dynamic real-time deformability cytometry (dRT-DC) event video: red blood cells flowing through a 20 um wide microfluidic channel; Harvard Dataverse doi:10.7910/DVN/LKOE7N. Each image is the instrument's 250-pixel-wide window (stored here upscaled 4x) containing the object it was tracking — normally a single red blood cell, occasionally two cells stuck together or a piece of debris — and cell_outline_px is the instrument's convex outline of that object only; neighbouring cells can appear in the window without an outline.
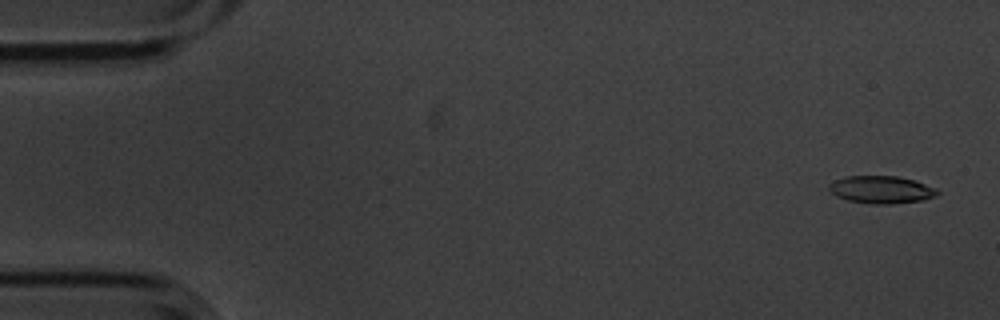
{"species": "common noctule bat (a hibernating species)", "species_latin": "Nyctalus noctula", "temperature_condition": "cold", "stored_images_in_passage": 52, "camera_frame_rate_fps": 3000, "um_per_image_px": 0.085, "animal": {"sex": "male", "body_mass_g": 20.1, "forearm_length_mm": 53.5}, "frame": {"image": 1, "passage_image": 2, "time_ms": 0.333, "image_size_px": [1000, 320], "cell_outline_px": [[940, 192], [936, 196], [924, 200], [892, 204], [872, 204], [848, 200], [836, 196], [828, 188], [828, 184], [844, 176], [896, 176], [916, 180], [936, 188]], "centroid_in_image_um": [74.94, 16.12], "position_along_channel_um": 10.1, "area_um2": 17.51}}
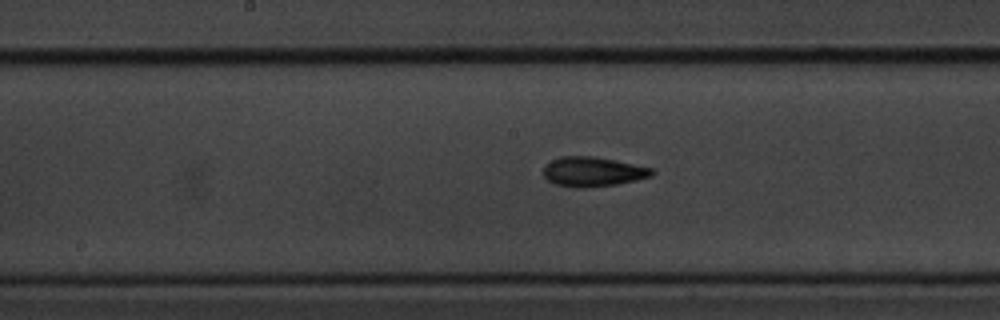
{"frame": {"image": 2, "passage_image": 28, "time_ms": 9.0, "image_size_px": [1000, 320], "cell_outline_px": [[656, 172], [652, 176], [636, 180], [616, 184], [584, 188], [576, 188], [556, 184], [548, 180], [544, 176], [544, 164], [560, 156], [592, 156], [616, 160], [652, 168]], "centroid_in_image_um": [50.39, 14.59], "position_along_channel_um": 197.8, "area_um2": 18.79}}
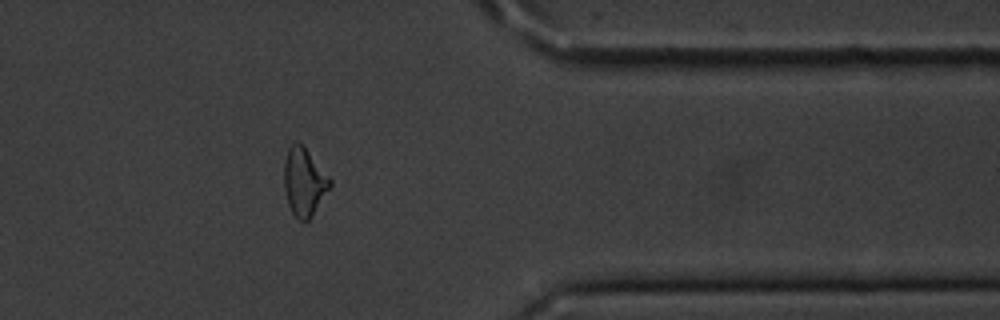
{"frame": {"image": 3, "passage_image": 45, "time_ms": 14.667, "image_size_px": [1000, 320], "cell_outline_px": [[332, 184], [312, 216], [308, 220], [300, 220], [292, 212], [288, 204], [284, 188], [284, 160], [288, 148], [296, 140], [304, 148], [332, 180]], "centroid_in_image_um": [25.83, 15.47], "position_along_channel_um": 385.6, "area_um2": 17.8}, "authors_computed_cell_mechanics": {"area_um2": 18.0336, "velocity_mm_per_s": 3.5752, "shape_relaxation_time_tau1_ms": 3.0596, "shape_relaxation_time_tau2_ms": 3.6335, "deformation_change_tau1": 0.13, "deformation_change_tau2": 0.0958}}